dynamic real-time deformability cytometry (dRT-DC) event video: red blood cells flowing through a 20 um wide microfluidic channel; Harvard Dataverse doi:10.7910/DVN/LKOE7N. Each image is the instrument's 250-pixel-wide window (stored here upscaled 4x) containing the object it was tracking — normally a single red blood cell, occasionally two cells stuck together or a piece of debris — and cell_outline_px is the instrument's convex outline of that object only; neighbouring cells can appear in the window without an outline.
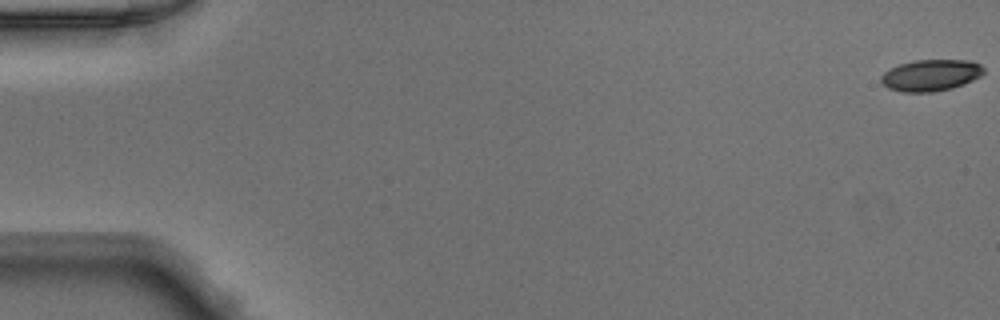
{"species": "Egyptian fruit bat (a non-hibernating species)", "species_latin": "Rousettus aegyptiacus", "temperature_condition": "warm", "stored_images_in_passage": 50, "camera_frame_rate_fps": 3000, "um_per_image_px": 0.085, "animal": {"sex": "male"}, "frame": {"image": 1, "passage_image": 1, "time_ms": 0.0, "image_size_px": [1000, 320], "cell_outline_px": [[984, 72], [980, 76], [964, 84], [952, 88], [936, 92], [900, 92], [888, 88], [880, 84], [880, 76], [888, 68], [900, 64], [916, 60], [968, 60], [980, 64], [984, 68]], "centroid_in_image_um": [79.07, 6.4], "position_along_channel_um": 5.9, "area_um2": 19.07}}
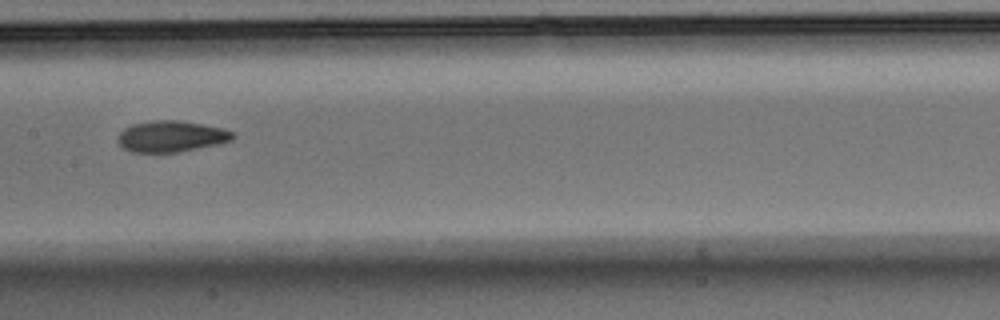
{"frame": {"image": 2, "passage_image": 26, "time_ms": 8.333, "image_size_px": [1000, 320], "cell_outline_px": [[236, 136], [232, 140], [216, 144], [180, 152], [132, 152], [124, 148], [116, 140], [120, 132], [124, 128], [132, 124], [152, 120], [180, 120], [220, 128], [232, 132]], "centroid_in_image_um": [14.51, 11.59], "position_along_channel_um": 192.9, "area_um2": 20.75}}
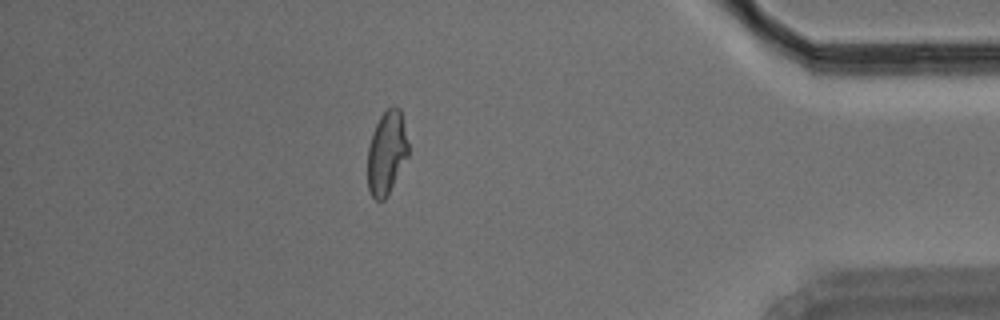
{"frame": {"image": 3, "passage_image": 44, "time_ms": 14.333, "image_size_px": [1000, 320], "cell_outline_px": [[408, 156], [384, 200], [376, 200], [372, 196], [368, 188], [368, 144], [372, 132], [380, 116], [388, 108], [400, 108], [408, 144]], "centroid_in_image_um": [32.85, 12.98], "position_along_channel_um": 402.4, "area_um2": 19.42}}